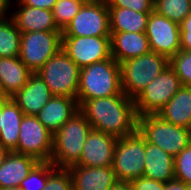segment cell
I'll list each match as a JSON object with an SVG mask.
<instances>
[{"label": "cell", "mask_w": 191, "mask_h": 190, "mask_svg": "<svg viewBox=\"0 0 191 190\" xmlns=\"http://www.w3.org/2000/svg\"><path fill=\"white\" fill-rule=\"evenodd\" d=\"M79 111L93 130L117 138L126 137L137 130L134 99L125 94L86 100L79 106Z\"/></svg>", "instance_id": "cell-1"}, {"label": "cell", "mask_w": 191, "mask_h": 190, "mask_svg": "<svg viewBox=\"0 0 191 190\" xmlns=\"http://www.w3.org/2000/svg\"><path fill=\"white\" fill-rule=\"evenodd\" d=\"M124 94L121 86L120 64L113 58L95 62L80 69L77 102L93 98Z\"/></svg>", "instance_id": "cell-2"}, {"label": "cell", "mask_w": 191, "mask_h": 190, "mask_svg": "<svg viewBox=\"0 0 191 190\" xmlns=\"http://www.w3.org/2000/svg\"><path fill=\"white\" fill-rule=\"evenodd\" d=\"M92 130L89 121L78 111L53 135L50 162L57 168H69L77 164L83 146Z\"/></svg>", "instance_id": "cell-3"}, {"label": "cell", "mask_w": 191, "mask_h": 190, "mask_svg": "<svg viewBox=\"0 0 191 190\" xmlns=\"http://www.w3.org/2000/svg\"><path fill=\"white\" fill-rule=\"evenodd\" d=\"M137 130L146 141L173 157L191 143V129L171 124L157 114L138 117Z\"/></svg>", "instance_id": "cell-4"}, {"label": "cell", "mask_w": 191, "mask_h": 190, "mask_svg": "<svg viewBox=\"0 0 191 190\" xmlns=\"http://www.w3.org/2000/svg\"><path fill=\"white\" fill-rule=\"evenodd\" d=\"M167 66L169 60L153 51L120 63L123 93L134 99Z\"/></svg>", "instance_id": "cell-5"}, {"label": "cell", "mask_w": 191, "mask_h": 190, "mask_svg": "<svg viewBox=\"0 0 191 190\" xmlns=\"http://www.w3.org/2000/svg\"><path fill=\"white\" fill-rule=\"evenodd\" d=\"M36 73L53 95L77 99L80 68L64 50L61 49L49 58Z\"/></svg>", "instance_id": "cell-6"}, {"label": "cell", "mask_w": 191, "mask_h": 190, "mask_svg": "<svg viewBox=\"0 0 191 190\" xmlns=\"http://www.w3.org/2000/svg\"><path fill=\"white\" fill-rule=\"evenodd\" d=\"M145 167V138L136 130L118 138L112 169L118 181L131 182L143 176Z\"/></svg>", "instance_id": "cell-7"}, {"label": "cell", "mask_w": 191, "mask_h": 190, "mask_svg": "<svg viewBox=\"0 0 191 190\" xmlns=\"http://www.w3.org/2000/svg\"><path fill=\"white\" fill-rule=\"evenodd\" d=\"M176 72L167 66L154 80L135 98V112L138 117L147 114H158L165 104L181 87Z\"/></svg>", "instance_id": "cell-8"}, {"label": "cell", "mask_w": 191, "mask_h": 190, "mask_svg": "<svg viewBox=\"0 0 191 190\" xmlns=\"http://www.w3.org/2000/svg\"><path fill=\"white\" fill-rule=\"evenodd\" d=\"M61 49V31L21 33L19 58L33 73L39 71Z\"/></svg>", "instance_id": "cell-9"}, {"label": "cell", "mask_w": 191, "mask_h": 190, "mask_svg": "<svg viewBox=\"0 0 191 190\" xmlns=\"http://www.w3.org/2000/svg\"><path fill=\"white\" fill-rule=\"evenodd\" d=\"M111 36L106 2L87 1L62 32V37Z\"/></svg>", "instance_id": "cell-10"}, {"label": "cell", "mask_w": 191, "mask_h": 190, "mask_svg": "<svg viewBox=\"0 0 191 190\" xmlns=\"http://www.w3.org/2000/svg\"><path fill=\"white\" fill-rule=\"evenodd\" d=\"M53 150V134L33 115H24L19 131L17 147L12 151L30 155L38 161H50Z\"/></svg>", "instance_id": "cell-11"}, {"label": "cell", "mask_w": 191, "mask_h": 190, "mask_svg": "<svg viewBox=\"0 0 191 190\" xmlns=\"http://www.w3.org/2000/svg\"><path fill=\"white\" fill-rule=\"evenodd\" d=\"M62 50L80 69L111 58V36L62 37Z\"/></svg>", "instance_id": "cell-12"}, {"label": "cell", "mask_w": 191, "mask_h": 190, "mask_svg": "<svg viewBox=\"0 0 191 190\" xmlns=\"http://www.w3.org/2000/svg\"><path fill=\"white\" fill-rule=\"evenodd\" d=\"M145 34L151 51L170 60L181 50L180 24L152 11L149 15Z\"/></svg>", "instance_id": "cell-13"}, {"label": "cell", "mask_w": 191, "mask_h": 190, "mask_svg": "<svg viewBox=\"0 0 191 190\" xmlns=\"http://www.w3.org/2000/svg\"><path fill=\"white\" fill-rule=\"evenodd\" d=\"M117 137L91 130L83 146L80 160L75 165L83 167H108L113 164Z\"/></svg>", "instance_id": "cell-14"}, {"label": "cell", "mask_w": 191, "mask_h": 190, "mask_svg": "<svg viewBox=\"0 0 191 190\" xmlns=\"http://www.w3.org/2000/svg\"><path fill=\"white\" fill-rule=\"evenodd\" d=\"M68 169L72 177L73 190H110L118 182L112 166L73 165Z\"/></svg>", "instance_id": "cell-15"}, {"label": "cell", "mask_w": 191, "mask_h": 190, "mask_svg": "<svg viewBox=\"0 0 191 190\" xmlns=\"http://www.w3.org/2000/svg\"><path fill=\"white\" fill-rule=\"evenodd\" d=\"M54 95L39 74L32 73L26 85L12 99L24 115L35 116Z\"/></svg>", "instance_id": "cell-16"}, {"label": "cell", "mask_w": 191, "mask_h": 190, "mask_svg": "<svg viewBox=\"0 0 191 190\" xmlns=\"http://www.w3.org/2000/svg\"><path fill=\"white\" fill-rule=\"evenodd\" d=\"M78 111L77 99L54 95L35 116L54 135Z\"/></svg>", "instance_id": "cell-17"}, {"label": "cell", "mask_w": 191, "mask_h": 190, "mask_svg": "<svg viewBox=\"0 0 191 190\" xmlns=\"http://www.w3.org/2000/svg\"><path fill=\"white\" fill-rule=\"evenodd\" d=\"M111 56L120 64L151 51L145 32H110Z\"/></svg>", "instance_id": "cell-18"}, {"label": "cell", "mask_w": 191, "mask_h": 190, "mask_svg": "<svg viewBox=\"0 0 191 190\" xmlns=\"http://www.w3.org/2000/svg\"><path fill=\"white\" fill-rule=\"evenodd\" d=\"M17 10L11 11V18L21 33L35 31H60L48 9L34 8L28 5H17Z\"/></svg>", "instance_id": "cell-19"}, {"label": "cell", "mask_w": 191, "mask_h": 190, "mask_svg": "<svg viewBox=\"0 0 191 190\" xmlns=\"http://www.w3.org/2000/svg\"><path fill=\"white\" fill-rule=\"evenodd\" d=\"M32 73L19 57H0V96L15 95Z\"/></svg>", "instance_id": "cell-20"}, {"label": "cell", "mask_w": 191, "mask_h": 190, "mask_svg": "<svg viewBox=\"0 0 191 190\" xmlns=\"http://www.w3.org/2000/svg\"><path fill=\"white\" fill-rule=\"evenodd\" d=\"M143 176L164 183L174 179V157L145 140Z\"/></svg>", "instance_id": "cell-21"}, {"label": "cell", "mask_w": 191, "mask_h": 190, "mask_svg": "<svg viewBox=\"0 0 191 190\" xmlns=\"http://www.w3.org/2000/svg\"><path fill=\"white\" fill-rule=\"evenodd\" d=\"M38 162L30 155L9 152L0 166V189L19 187L22 180L28 176Z\"/></svg>", "instance_id": "cell-22"}, {"label": "cell", "mask_w": 191, "mask_h": 190, "mask_svg": "<svg viewBox=\"0 0 191 190\" xmlns=\"http://www.w3.org/2000/svg\"><path fill=\"white\" fill-rule=\"evenodd\" d=\"M157 115L171 124L191 129V87L182 85Z\"/></svg>", "instance_id": "cell-23"}, {"label": "cell", "mask_w": 191, "mask_h": 190, "mask_svg": "<svg viewBox=\"0 0 191 190\" xmlns=\"http://www.w3.org/2000/svg\"><path fill=\"white\" fill-rule=\"evenodd\" d=\"M24 113L12 97L2 96V127L0 144L10 152L17 147L21 120Z\"/></svg>", "instance_id": "cell-24"}, {"label": "cell", "mask_w": 191, "mask_h": 190, "mask_svg": "<svg viewBox=\"0 0 191 190\" xmlns=\"http://www.w3.org/2000/svg\"><path fill=\"white\" fill-rule=\"evenodd\" d=\"M110 32H145L150 13L128 8H108Z\"/></svg>", "instance_id": "cell-25"}, {"label": "cell", "mask_w": 191, "mask_h": 190, "mask_svg": "<svg viewBox=\"0 0 191 190\" xmlns=\"http://www.w3.org/2000/svg\"><path fill=\"white\" fill-rule=\"evenodd\" d=\"M21 32L8 16L0 19V57H19Z\"/></svg>", "instance_id": "cell-26"}, {"label": "cell", "mask_w": 191, "mask_h": 190, "mask_svg": "<svg viewBox=\"0 0 191 190\" xmlns=\"http://www.w3.org/2000/svg\"><path fill=\"white\" fill-rule=\"evenodd\" d=\"M153 11L180 24L191 13V0H155Z\"/></svg>", "instance_id": "cell-27"}, {"label": "cell", "mask_w": 191, "mask_h": 190, "mask_svg": "<svg viewBox=\"0 0 191 190\" xmlns=\"http://www.w3.org/2000/svg\"><path fill=\"white\" fill-rule=\"evenodd\" d=\"M86 2V0H57L52 13L54 22L61 32L64 31Z\"/></svg>", "instance_id": "cell-28"}, {"label": "cell", "mask_w": 191, "mask_h": 190, "mask_svg": "<svg viewBox=\"0 0 191 190\" xmlns=\"http://www.w3.org/2000/svg\"><path fill=\"white\" fill-rule=\"evenodd\" d=\"M50 176V161H39L25 177L20 186L23 190H42Z\"/></svg>", "instance_id": "cell-29"}, {"label": "cell", "mask_w": 191, "mask_h": 190, "mask_svg": "<svg viewBox=\"0 0 191 190\" xmlns=\"http://www.w3.org/2000/svg\"><path fill=\"white\" fill-rule=\"evenodd\" d=\"M183 86L191 87V51L180 50L169 60Z\"/></svg>", "instance_id": "cell-30"}, {"label": "cell", "mask_w": 191, "mask_h": 190, "mask_svg": "<svg viewBox=\"0 0 191 190\" xmlns=\"http://www.w3.org/2000/svg\"><path fill=\"white\" fill-rule=\"evenodd\" d=\"M42 190H73L68 168H57L50 162V176Z\"/></svg>", "instance_id": "cell-31"}, {"label": "cell", "mask_w": 191, "mask_h": 190, "mask_svg": "<svg viewBox=\"0 0 191 190\" xmlns=\"http://www.w3.org/2000/svg\"><path fill=\"white\" fill-rule=\"evenodd\" d=\"M174 176L191 185V143L174 157Z\"/></svg>", "instance_id": "cell-32"}, {"label": "cell", "mask_w": 191, "mask_h": 190, "mask_svg": "<svg viewBox=\"0 0 191 190\" xmlns=\"http://www.w3.org/2000/svg\"><path fill=\"white\" fill-rule=\"evenodd\" d=\"M108 8H128L141 13L153 11V0H108Z\"/></svg>", "instance_id": "cell-33"}, {"label": "cell", "mask_w": 191, "mask_h": 190, "mask_svg": "<svg viewBox=\"0 0 191 190\" xmlns=\"http://www.w3.org/2000/svg\"><path fill=\"white\" fill-rule=\"evenodd\" d=\"M130 183L133 190H165L164 182H158L144 176L132 180Z\"/></svg>", "instance_id": "cell-34"}, {"label": "cell", "mask_w": 191, "mask_h": 190, "mask_svg": "<svg viewBox=\"0 0 191 190\" xmlns=\"http://www.w3.org/2000/svg\"><path fill=\"white\" fill-rule=\"evenodd\" d=\"M181 50L191 51V13L180 23Z\"/></svg>", "instance_id": "cell-35"}, {"label": "cell", "mask_w": 191, "mask_h": 190, "mask_svg": "<svg viewBox=\"0 0 191 190\" xmlns=\"http://www.w3.org/2000/svg\"><path fill=\"white\" fill-rule=\"evenodd\" d=\"M17 5H28L34 8L48 9L51 10L57 0H15Z\"/></svg>", "instance_id": "cell-36"}, {"label": "cell", "mask_w": 191, "mask_h": 190, "mask_svg": "<svg viewBox=\"0 0 191 190\" xmlns=\"http://www.w3.org/2000/svg\"><path fill=\"white\" fill-rule=\"evenodd\" d=\"M165 190H188V185L174 178L165 183Z\"/></svg>", "instance_id": "cell-37"}, {"label": "cell", "mask_w": 191, "mask_h": 190, "mask_svg": "<svg viewBox=\"0 0 191 190\" xmlns=\"http://www.w3.org/2000/svg\"><path fill=\"white\" fill-rule=\"evenodd\" d=\"M10 4L6 0H0V19L10 16Z\"/></svg>", "instance_id": "cell-38"}, {"label": "cell", "mask_w": 191, "mask_h": 190, "mask_svg": "<svg viewBox=\"0 0 191 190\" xmlns=\"http://www.w3.org/2000/svg\"><path fill=\"white\" fill-rule=\"evenodd\" d=\"M110 190H133L130 182L118 181Z\"/></svg>", "instance_id": "cell-39"}, {"label": "cell", "mask_w": 191, "mask_h": 190, "mask_svg": "<svg viewBox=\"0 0 191 190\" xmlns=\"http://www.w3.org/2000/svg\"><path fill=\"white\" fill-rule=\"evenodd\" d=\"M10 151L6 148H4L1 144H0V166L3 164L6 156L8 155Z\"/></svg>", "instance_id": "cell-40"}, {"label": "cell", "mask_w": 191, "mask_h": 190, "mask_svg": "<svg viewBox=\"0 0 191 190\" xmlns=\"http://www.w3.org/2000/svg\"><path fill=\"white\" fill-rule=\"evenodd\" d=\"M2 96H0V132L2 127Z\"/></svg>", "instance_id": "cell-41"}, {"label": "cell", "mask_w": 191, "mask_h": 190, "mask_svg": "<svg viewBox=\"0 0 191 190\" xmlns=\"http://www.w3.org/2000/svg\"><path fill=\"white\" fill-rule=\"evenodd\" d=\"M0 190H23L21 187H7L1 188Z\"/></svg>", "instance_id": "cell-42"}, {"label": "cell", "mask_w": 191, "mask_h": 190, "mask_svg": "<svg viewBox=\"0 0 191 190\" xmlns=\"http://www.w3.org/2000/svg\"><path fill=\"white\" fill-rule=\"evenodd\" d=\"M86 1H95V2H108V0H86Z\"/></svg>", "instance_id": "cell-43"}]
</instances>
